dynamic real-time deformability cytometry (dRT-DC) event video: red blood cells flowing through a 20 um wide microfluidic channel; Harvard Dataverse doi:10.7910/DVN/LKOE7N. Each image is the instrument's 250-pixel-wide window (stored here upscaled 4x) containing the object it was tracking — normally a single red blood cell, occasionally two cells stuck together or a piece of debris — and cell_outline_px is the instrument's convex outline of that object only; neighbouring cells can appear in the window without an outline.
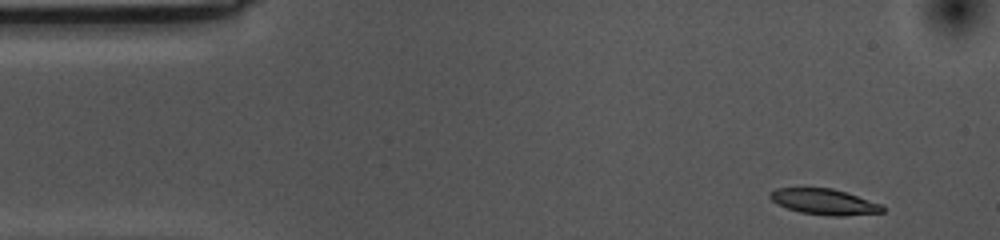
{"species": "common noctule bat (a hibernating species)", "species_latin": "Nyctalus noctula", "temperature_condition": "cold", "stored_images_in_passage": 47, "camera_frame_rate_fps": 3000, "um_per_image_px": 0.085, "animal": {"sex": "female", "body_mass_g": 10.0, "forearm_length_mm": 53.1}, "frame": {"image": 1, "passage_image": 1, "time_ms": 0.0, "image_size_px": [1000, 240], "cell_outline_px": [[884, 212], [844, 216], [832, 216], [800, 212], [776, 204], [768, 196], [768, 192], [776, 188], [832, 188], [880, 204], [884, 208]], "centroid_in_image_um": [70.0, 17.15], "position_along_channel_um": 15.0, "area_um2": 16.7}}
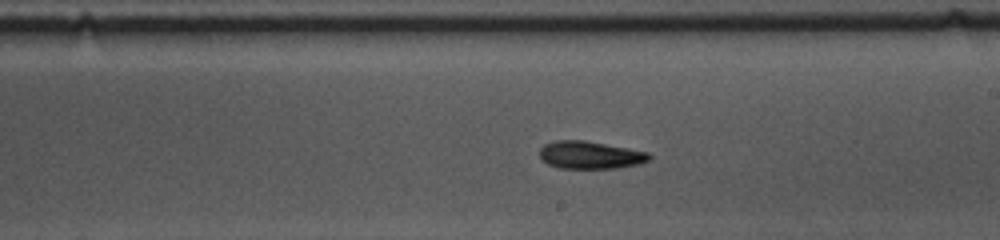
{"frame": {"image": 2, "passage_image": 27, "time_ms": 8.667, "image_size_px": [1000, 240], "cell_outline_px": [[652, 156], [648, 160], [640, 164], [620, 168], [560, 168], [548, 164], [540, 160], [540, 148], [544, 144], [556, 140], [584, 140], [648, 152]], "centroid_in_image_um": [50.15, 13.18], "position_along_channel_um": 238.9, "area_um2": 17.69}}
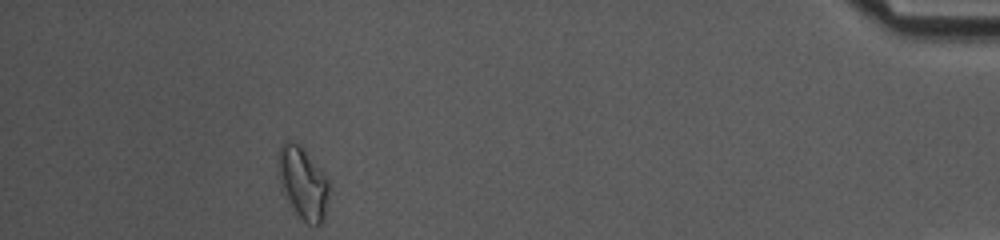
{"frame": {"image": 3, "passage_image": 47, "time_ms": 15.333, "image_size_px": [1000, 240], "cell_outline_px": [[332, 188], [320, 224], [308, 224], [292, 212], [284, 192], [276, 168], [276, 156], [280, 144], [284, 140], [288, 140], [296, 144], [328, 176]], "centroid_in_image_um": [25.73, 15.55], "position_along_channel_um": 409.5, "area_um2": 21.62}, "authors_computed_cell_mechanics": {"area_um2": 17.5134, "velocity_mm_per_s": 3.5277, "shape_relaxation_time_tau1_ms": 4.6981, "shape_relaxation_time_tau2_ms": null, "deformation_change_tau1": 0.1254, "deformation_change_tau2": null}}